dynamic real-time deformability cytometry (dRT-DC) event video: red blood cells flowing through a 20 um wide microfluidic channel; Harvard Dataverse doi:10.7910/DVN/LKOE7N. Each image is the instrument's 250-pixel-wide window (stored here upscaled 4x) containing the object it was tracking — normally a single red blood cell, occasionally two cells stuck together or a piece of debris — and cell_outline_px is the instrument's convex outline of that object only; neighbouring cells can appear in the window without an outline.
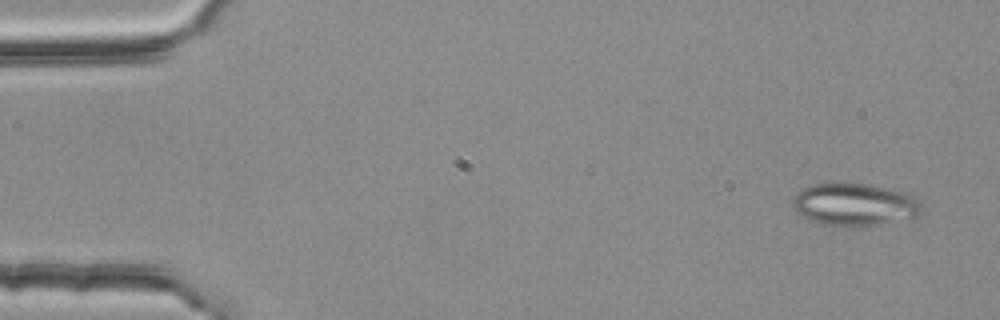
{"species": "common noctule bat (a hibernating species)", "species_latin": "Nyctalus noctula", "temperature_condition": "room temperature", "stored_images_in_passage": 3, "camera_frame_rate_fps": 3000, "um_per_image_px": 0.085, "animal": {"sex": "female", "body_mass_g": 25.1}, "frame": {"image": 1, "passage_image": 1, "time_ms": 0.0, "image_size_px": [1000, 320], "cell_outline_px": [[924, 212], [920, 216], [880, 224], [856, 228], [820, 224], [808, 220], [796, 212], [792, 204], [792, 196], [796, 192], [804, 188], [816, 184], [840, 180], [868, 184], [888, 188], [904, 192], [916, 196], [920, 200], [924, 208]], "centroid_in_image_um": [72.65, 17.37], "position_along_channel_um": 12.3, "area_um2": 33.35}}